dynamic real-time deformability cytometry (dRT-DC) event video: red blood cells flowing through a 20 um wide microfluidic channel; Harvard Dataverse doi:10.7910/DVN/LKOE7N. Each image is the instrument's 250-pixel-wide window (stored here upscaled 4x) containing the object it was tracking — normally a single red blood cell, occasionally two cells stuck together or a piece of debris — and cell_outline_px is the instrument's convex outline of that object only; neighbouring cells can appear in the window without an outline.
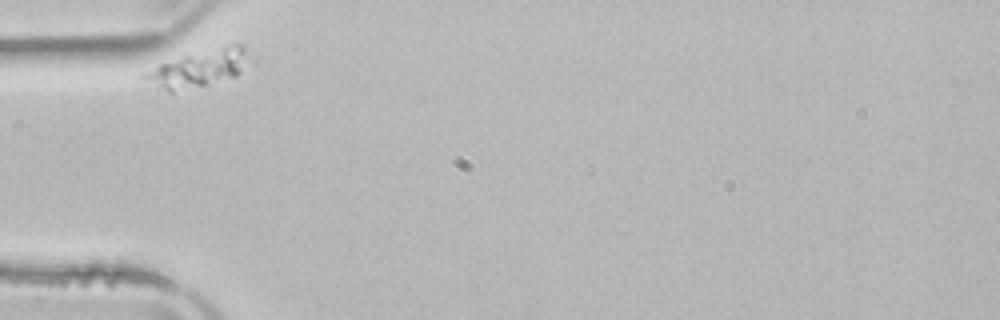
{"species": "common noctule bat (a hibernating species)", "species_latin": "Nyctalus noctula", "temperature_condition": "room temperature", "stored_images_in_passage": 6, "camera_frame_rate_fps": 3000, "um_per_image_px": 0.085, "animal": {"sex": "male", "body_mass_g": 21.5, "forearm_length_mm": 52.0}, "frame": {"image": 1, "passage_image": 1, "time_ms": 0.0, "image_size_px": [1000, 320], "cell_outline_px": [[244, 48], [240, 72], [236, 76], [208, 84], [172, 92], [144, 76], [148, 72], [160, 64], [184, 56], [228, 44], [244, 44]], "centroid_in_image_um": [16.92, 5.8], "position_along_channel_um": 68.1, "area_um2": 20.52}}
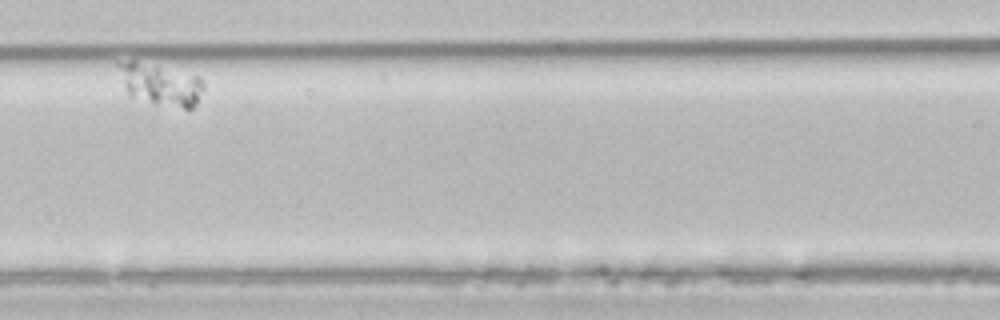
{"frame": {"image": 2, "passage_image": 3, "time_ms": 3.0, "image_size_px": [1000, 320], "cell_outline_px": [[204, 88], [196, 104], [192, 108], [184, 108], [152, 104], [128, 96], [116, 64], [116, 60], [136, 60], [200, 76], [204, 84]], "centroid_in_image_um": [13.6, 7.16], "position_along_channel_um": 153.0, "area_um2": 21.21}}
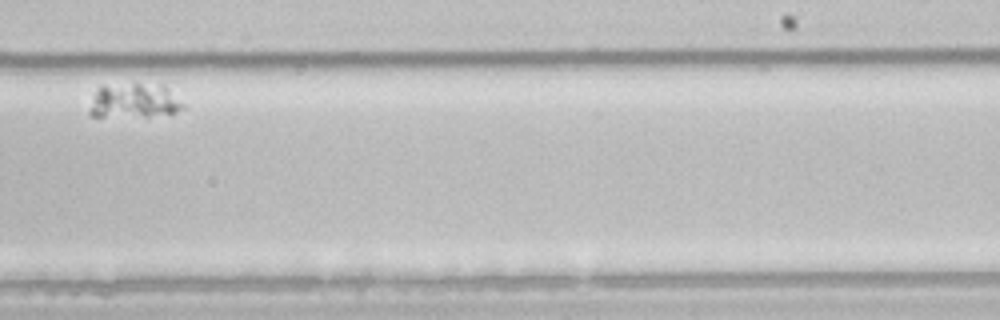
{"frame": {"image": 3, "passage_image": 6, "time_ms": 7.333, "image_size_px": [1000, 320], "cell_outline_px": [[188, 108], [176, 112], [144, 116], [92, 116], [88, 112], [92, 96], [96, 88], [100, 84], [164, 84]], "centroid_in_image_um": [11.37, 8.54], "position_along_channel_um": 277.6, "area_um2": 19.13}}